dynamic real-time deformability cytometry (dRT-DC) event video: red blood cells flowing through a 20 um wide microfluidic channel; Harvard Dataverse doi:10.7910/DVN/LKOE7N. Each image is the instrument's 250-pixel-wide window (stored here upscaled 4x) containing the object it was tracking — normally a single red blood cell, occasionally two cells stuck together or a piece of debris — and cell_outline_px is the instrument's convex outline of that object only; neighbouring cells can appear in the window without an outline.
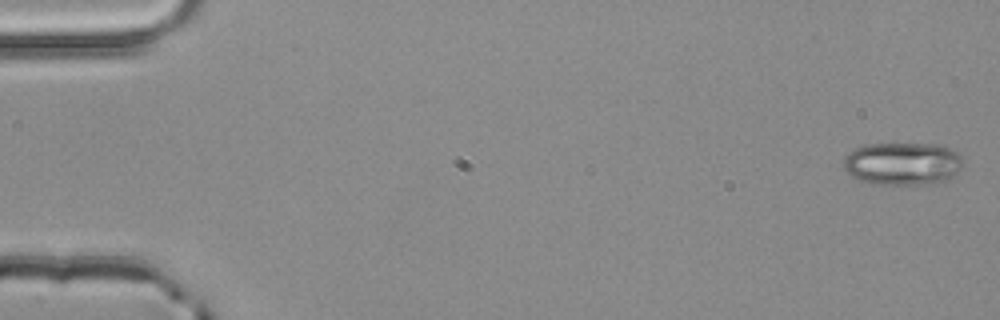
{"species": "common noctule bat (a hibernating species)", "species_latin": "Nyctalus noctula", "temperature_condition": "room temperature", "stored_images_in_passage": 4, "camera_frame_rate_fps": 3000, "um_per_image_px": 0.085, "animal": {"sex": "male", "body_mass_g": 20.4}, "frame": {"image": 1, "passage_image": 1, "time_ms": 0.0, "image_size_px": [1000, 320], "cell_outline_px": [[960, 168], [952, 176], [944, 180], [920, 184], [876, 184], [860, 180], [852, 176], [844, 168], [844, 156], [856, 148], [864, 144], [932, 144], [948, 148], [956, 152], [960, 156]], "centroid_in_image_um": [76.66, 13.9], "position_along_channel_um": 8.3, "area_um2": 29.19}}